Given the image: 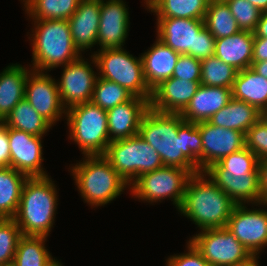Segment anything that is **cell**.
<instances>
[{
    "mask_svg": "<svg viewBox=\"0 0 267 266\" xmlns=\"http://www.w3.org/2000/svg\"><path fill=\"white\" fill-rule=\"evenodd\" d=\"M103 156L129 186L142 174L164 167L157 151L139 134L111 141Z\"/></svg>",
    "mask_w": 267,
    "mask_h": 266,
    "instance_id": "ba28073f",
    "label": "cell"
},
{
    "mask_svg": "<svg viewBox=\"0 0 267 266\" xmlns=\"http://www.w3.org/2000/svg\"><path fill=\"white\" fill-rule=\"evenodd\" d=\"M250 68L257 74L267 78V61L252 62Z\"/></svg>",
    "mask_w": 267,
    "mask_h": 266,
    "instance_id": "7dc6e473",
    "label": "cell"
},
{
    "mask_svg": "<svg viewBox=\"0 0 267 266\" xmlns=\"http://www.w3.org/2000/svg\"><path fill=\"white\" fill-rule=\"evenodd\" d=\"M54 257L46 266H64L61 260H57V258Z\"/></svg>",
    "mask_w": 267,
    "mask_h": 266,
    "instance_id": "f907efd6",
    "label": "cell"
},
{
    "mask_svg": "<svg viewBox=\"0 0 267 266\" xmlns=\"http://www.w3.org/2000/svg\"><path fill=\"white\" fill-rule=\"evenodd\" d=\"M231 98L230 88L200 85L180 115L186 122L208 121L226 106Z\"/></svg>",
    "mask_w": 267,
    "mask_h": 266,
    "instance_id": "7402d4cb",
    "label": "cell"
},
{
    "mask_svg": "<svg viewBox=\"0 0 267 266\" xmlns=\"http://www.w3.org/2000/svg\"><path fill=\"white\" fill-rule=\"evenodd\" d=\"M25 99L52 126L66 117L56 79L47 71L31 69L26 79Z\"/></svg>",
    "mask_w": 267,
    "mask_h": 266,
    "instance_id": "4fadbf2b",
    "label": "cell"
},
{
    "mask_svg": "<svg viewBox=\"0 0 267 266\" xmlns=\"http://www.w3.org/2000/svg\"><path fill=\"white\" fill-rule=\"evenodd\" d=\"M263 115L256 107L232 97L226 106L208 119V122L246 134Z\"/></svg>",
    "mask_w": 267,
    "mask_h": 266,
    "instance_id": "484cf974",
    "label": "cell"
},
{
    "mask_svg": "<svg viewBox=\"0 0 267 266\" xmlns=\"http://www.w3.org/2000/svg\"><path fill=\"white\" fill-rule=\"evenodd\" d=\"M172 77L189 81H201V60L191 55L180 54Z\"/></svg>",
    "mask_w": 267,
    "mask_h": 266,
    "instance_id": "ab89813d",
    "label": "cell"
},
{
    "mask_svg": "<svg viewBox=\"0 0 267 266\" xmlns=\"http://www.w3.org/2000/svg\"><path fill=\"white\" fill-rule=\"evenodd\" d=\"M186 241V251L168 256L165 266H211L197 249L188 240Z\"/></svg>",
    "mask_w": 267,
    "mask_h": 266,
    "instance_id": "60d3db41",
    "label": "cell"
},
{
    "mask_svg": "<svg viewBox=\"0 0 267 266\" xmlns=\"http://www.w3.org/2000/svg\"><path fill=\"white\" fill-rule=\"evenodd\" d=\"M246 147L259 160L267 158V116L263 115L245 134Z\"/></svg>",
    "mask_w": 267,
    "mask_h": 266,
    "instance_id": "f35d334b",
    "label": "cell"
},
{
    "mask_svg": "<svg viewBox=\"0 0 267 266\" xmlns=\"http://www.w3.org/2000/svg\"><path fill=\"white\" fill-rule=\"evenodd\" d=\"M139 135L160 155L164 166L191 174L202 172V141L198 123L186 122L180 114L149 108L140 122Z\"/></svg>",
    "mask_w": 267,
    "mask_h": 266,
    "instance_id": "6da1fadb",
    "label": "cell"
},
{
    "mask_svg": "<svg viewBox=\"0 0 267 266\" xmlns=\"http://www.w3.org/2000/svg\"><path fill=\"white\" fill-rule=\"evenodd\" d=\"M28 66L12 63L0 72V122L25 98L26 79L32 69Z\"/></svg>",
    "mask_w": 267,
    "mask_h": 266,
    "instance_id": "cb8c5ba5",
    "label": "cell"
},
{
    "mask_svg": "<svg viewBox=\"0 0 267 266\" xmlns=\"http://www.w3.org/2000/svg\"><path fill=\"white\" fill-rule=\"evenodd\" d=\"M204 172L237 205L261 203L259 172H228L219 163Z\"/></svg>",
    "mask_w": 267,
    "mask_h": 266,
    "instance_id": "2e32d148",
    "label": "cell"
},
{
    "mask_svg": "<svg viewBox=\"0 0 267 266\" xmlns=\"http://www.w3.org/2000/svg\"><path fill=\"white\" fill-rule=\"evenodd\" d=\"M237 204L205 172L192 174L177 210L200 231L224 228Z\"/></svg>",
    "mask_w": 267,
    "mask_h": 266,
    "instance_id": "7a4b0ae2",
    "label": "cell"
},
{
    "mask_svg": "<svg viewBox=\"0 0 267 266\" xmlns=\"http://www.w3.org/2000/svg\"><path fill=\"white\" fill-rule=\"evenodd\" d=\"M89 57L90 59H87L82 55L77 60L60 66L63 71L56 83L61 102L66 109L91 101L98 78V68L94 56L90 55Z\"/></svg>",
    "mask_w": 267,
    "mask_h": 266,
    "instance_id": "8fae6325",
    "label": "cell"
},
{
    "mask_svg": "<svg viewBox=\"0 0 267 266\" xmlns=\"http://www.w3.org/2000/svg\"><path fill=\"white\" fill-rule=\"evenodd\" d=\"M100 8L101 0H81L68 19L73 42L82 55L97 45Z\"/></svg>",
    "mask_w": 267,
    "mask_h": 266,
    "instance_id": "ffe728a7",
    "label": "cell"
},
{
    "mask_svg": "<svg viewBox=\"0 0 267 266\" xmlns=\"http://www.w3.org/2000/svg\"><path fill=\"white\" fill-rule=\"evenodd\" d=\"M198 232L188 241L211 266H236L253 258L246 247L225 227Z\"/></svg>",
    "mask_w": 267,
    "mask_h": 266,
    "instance_id": "30bf717a",
    "label": "cell"
},
{
    "mask_svg": "<svg viewBox=\"0 0 267 266\" xmlns=\"http://www.w3.org/2000/svg\"><path fill=\"white\" fill-rule=\"evenodd\" d=\"M240 30L254 32L262 12L247 0H226Z\"/></svg>",
    "mask_w": 267,
    "mask_h": 266,
    "instance_id": "8d00e7d4",
    "label": "cell"
},
{
    "mask_svg": "<svg viewBox=\"0 0 267 266\" xmlns=\"http://www.w3.org/2000/svg\"><path fill=\"white\" fill-rule=\"evenodd\" d=\"M147 11L156 18L204 20L210 0H143Z\"/></svg>",
    "mask_w": 267,
    "mask_h": 266,
    "instance_id": "83f0119b",
    "label": "cell"
},
{
    "mask_svg": "<svg viewBox=\"0 0 267 266\" xmlns=\"http://www.w3.org/2000/svg\"><path fill=\"white\" fill-rule=\"evenodd\" d=\"M2 123L7 128L18 129L40 137L46 136L53 127L25 98L12 109Z\"/></svg>",
    "mask_w": 267,
    "mask_h": 266,
    "instance_id": "f546056e",
    "label": "cell"
},
{
    "mask_svg": "<svg viewBox=\"0 0 267 266\" xmlns=\"http://www.w3.org/2000/svg\"><path fill=\"white\" fill-rule=\"evenodd\" d=\"M21 236V230L13 218L0 219V266L13 263Z\"/></svg>",
    "mask_w": 267,
    "mask_h": 266,
    "instance_id": "d590c367",
    "label": "cell"
},
{
    "mask_svg": "<svg viewBox=\"0 0 267 266\" xmlns=\"http://www.w3.org/2000/svg\"><path fill=\"white\" fill-rule=\"evenodd\" d=\"M238 70L215 55L201 60L200 85L232 89Z\"/></svg>",
    "mask_w": 267,
    "mask_h": 266,
    "instance_id": "836d02e7",
    "label": "cell"
},
{
    "mask_svg": "<svg viewBox=\"0 0 267 266\" xmlns=\"http://www.w3.org/2000/svg\"><path fill=\"white\" fill-rule=\"evenodd\" d=\"M90 53L97 62L98 77L115 82L133 96L150 102L152 90L145 81L140 55L135 57L124 47Z\"/></svg>",
    "mask_w": 267,
    "mask_h": 266,
    "instance_id": "52a82bcc",
    "label": "cell"
},
{
    "mask_svg": "<svg viewBox=\"0 0 267 266\" xmlns=\"http://www.w3.org/2000/svg\"><path fill=\"white\" fill-rule=\"evenodd\" d=\"M218 163L228 172H259V158L247 147L227 155Z\"/></svg>",
    "mask_w": 267,
    "mask_h": 266,
    "instance_id": "74e56055",
    "label": "cell"
},
{
    "mask_svg": "<svg viewBox=\"0 0 267 266\" xmlns=\"http://www.w3.org/2000/svg\"><path fill=\"white\" fill-rule=\"evenodd\" d=\"M202 141V172L224 157L246 147L245 134L234 129L198 122Z\"/></svg>",
    "mask_w": 267,
    "mask_h": 266,
    "instance_id": "9a60e30c",
    "label": "cell"
},
{
    "mask_svg": "<svg viewBox=\"0 0 267 266\" xmlns=\"http://www.w3.org/2000/svg\"><path fill=\"white\" fill-rule=\"evenodd\" d=\"M149 108L147 99L133 96L129 101L107 110L110 141L139 134L141 119Z\"/></svg>",
    "mask_w": 267,
    "mask_h": 266,
    "instance_id": "44dd1931",
    "label": "cell"
},
{
    "mask_svg": "<svg viewBox=\"0 0 267 266\" xmlns=\"http://www.w3.org/2000/svg\"><path fill=\"white\" fill-rule=\"evenodd\" d=\"M261 12H267V0H247Z\"/></svg>",
    "mask_w": 267,
    "mask_h": 266,
    "instance_id": "c3c4849f",
    "label": "cell"
},
{
    "mask_svg": "<svg viewBox=\"0 0 267 266\" xmlns=\"http://www.w3.org/2000/svg\"><path fill=\"white\" fill-rule=\"evenodd\" d=\"M248 206L247 204L236 205L225 228L246 247L253 257H259L267 246V204H253L251 205L253 209L250 206L247 208Z\"/></svg>",
    "mask_w": 267,
    "mask_h": 266,
    "instance_id": "7c38bea8",
    "label": "cell"
},
{
    "mask_svg": "<svg viewBox=\"0 0 267 266\" xmlns=\"http://www.w3.org/2000/svg\"><path fill=\"white\" fill-rule=\"evenodd\" d=\"M215 38L204 27L196 36L195 42V58L203 60L209 58L215 53Z\"/></svg>",
    "mask_w": 267,
    "mask_h": 266,
    "instance_id": "b9f144b4",
    "label": "cell"
},
{
    "mask_svg": "<svg viewBox=\"0 0 267 266\" xmlns=\"http://www.w3.org/2000/svg\"><path fill=\"white\" fill-rule=\"evenodd\" d=\"M28 176L12 167L0 168V219L14 218Z\"/></svg>",
    "mask_w": 267,
    "mask_h": 266,
    "instance_id": "f1b7e54d",
    "label": "cell"
},
{
    "mask_svg": "<svg viewBox=\"0 0 267 266\" xmlns=\"http://www.w3.org/2000/svg\"><path fill=\"white\" fill-rule=\"evenodd\" d=\"M253 33L254 37L267 38V12H262L260 20L257 23L256 29Z\"/></svg>",
    "mask_w": 267,
    "mask_h": 266,
    "instance_id": "bcb514c9",
    "label": "cell"
},
{
    "mask_svg": "<svg viewBox=\"0 0 267 266\" xmlns=\"http://www.w3.org/2000/svg\"><path fill=\"white\" fill-rule=\"evenodd\" d=\"M47 236L22 235L15 251L14 266H46L54 257L46 248Z\"/></svg>",
    "mask_w": 267,
    "mask_h": 266,
    "instance_id": "1f68e13d",
    "label": "cell"
},
{
    "mask_svg": "<svg viewBox=\"0 0 267 266\" xmlns=\"http://www.w3.org/2000/svg\"><path fill=\"white\" fill-rule=\"evenodd\" d=\"M204 23L215 39L229 37L241 31L225 1H209Z\"/></svg>",
    "mask_w": 267,
    "mask_h": 266,
    "instance_id": "d6a6232c",
    "label": "cell"
},
{
    "mask_svg": "<svg viewBox=\"0 0 267 266\" xmlns=\"http://www.w3.org/2000/svg\"><path fill=\"white\" fill-rule=\"evenodd\" d=\"M258 171L261 203L267 204V158L259 160Z\"/></svg>",
    "mask_w": 267,
    "mask_h": 266,
    "instance_id": "f6af8a7d",
    "label": "cell"
},
{
    "mask_svg": "<svg viewBox=\"0 0 267 266\" xmlns=\"http://www.w3.org/2000/svg\"><path fill=\"white\" fill-rule=\"evenodd\" d=\"M192 174L182 168L164 166L142 174L131 185L132 198L154 205L165 199L171 200L178 210L184 198L187 181Z\"/></svg>",
    "mask_w": 267,
    "mask_h": 266,
    "instance_id": "9c48e42d",
    "label": "cell"
},
{
    "mask_svg": "<svg viewBox=\"0 0 267 266\" xmlns=\"http://www.w3.org/2000/svg\"><path fill=\"white\" fill-rule=\"evenodd\" d=\"M68 139L78 145L82 156L104 155L110 144L107 112L85 102L66 110Z\"/></svg>",
    "mask_w": 267,
    "mask_h": 266,
    "instance_id": "8992f818",
    "label": "cell"
},
{
    "mask_svg": "<svg viewBox=\"0 0 267 266\" xmlns=\"http://www.w3.org/2000/svg\"><path fill=\"white\" fill-rule=\"evenodd\" d=\"M132 97L133 95L119 84L98 77L91 102L107 111L116 105L129 101Z\"/></svg>",
    "mask_w": 267,
    "mask_h": 266,
    "instance_id": "e575fe53",
    "label": "cell"
},
{
    "mask_svg": "<svg viewBox=\"0 0 267 266\" xmlns=\"http://www.w3.org/2000/svg\"><path fill=\"white\" fill-rule=\"evenodd\" d=\"M200 81L171 77L152 90L150 108L161 113L180 114L196 93Z\"/></svg>",
    "mask_w": 267,
    "mask_h": 266,
    "instance_id": "d6986e66",
    "label": "cell"
},
{
    "mask_svg": "<svg viewBox=\"0 0 267 266\" xmlns=\"http://www.w3.org/2000/svg\"><path fill=\"white\" fill-rule=\"evenodd\" d=\"M156 41L141 53L144 78L148 87L153 90L162 81L172 77L179 53L173 51L156 37Z\"/></svg>",
    "mask_w": 267,
    "mask_h": 266,
    "instance_id": "603a6c76",
    "label": "cell"
},
{
    "mask_svg": "<svg viewBox=\"0 0 267 266\" xmlns=\"http://www.w3.org/2000/svg\"><path fill=\"white\" fill-rule=\"evenodd\" d=\"M10 167V148L7 127L0 122V168Z\"/></svg>",
    "mask_w": 267,
    "mask_h": 266,
    "instance_id": "7bdbcfd3",
    "label": "cell"
},
{
    "mask_svg": "<svg viewBox=\"0 0 267 266\" xmlns=\"http://www.w3.org/2000/svg\"><path fill=\"white\" fill-rule=\"evenodd\" d=\"M254 33L240 31L237 34L215 40L214 55L238 71L252 65Z\"/></svg>",
    "mask_w": 267,
    "mask_h": 266,
    "instance_id": "d4e9b609",
    "label": "cell"
},
{
    "mask_svg": "<svg viewBox=\"0 0 267 266\" xmlns=\"http://www.w3.org/2000/svg\"><path fill=\"white\" fill-rule=\"evenodd\" d=\"M267 61V38L255 37L253 42L252 62Z\"/></svg>",
    "mask_w": 267,
    "mask_h": 266,
    "instance_id": "ee69618b",
    "label": "cell"
},
{
    "mask_svg": "<svg viewBox=\"0 0 267 266\" xmlns=\"http://www.w3.org/2000/svg\"><path fill=\"white\" fill-rule=\"evenodd\" d=\"M156 37L173 51L195 58L197 34L205 27L204 20L190 18H156Z\"/></svg>",
    "mask_w": 267,
    "mask_h": 266,
    "instance_id": "ac0fdd59",
    "label": "cell"
},
{
    "mask_svg": "<svg viewBox=\"0 0 267 266\" xmlns=\"http://www.w3.org/2000/svg\"><path fill=\"white\" fill-rule=\"evenodd\" d=\"M51 176L28 177L13 218L22 235L50 236L58 207V191Z\"/></svg>",
    "mask_w": 267,
    "mask_h": 266,
    "instance_id": "3957f363",
    "label": "cell"
},
{
    "mask_svg": "<svg viewBox=\"0 0 267 266\" xmlns=\"http://www.w3.org/2000/svg\"><path fill=\"white\" fill-rule=\"evenodd\" d=\"M231 92L234 99L244 101L264 115L267 114V78L251 68L238 71Z\"/></svg>",
    "mask_w": 267,
    "mask_h": 266,
    "instance_id": "4316f807",
    "label": "cell"
},
{
    "mask_svg": "<svg viewBox=\"0 0 267 266\" xmlns=\"http://www.w3.org/2000/svg\"><path fill=\"white\" fill-rule=\"evenodd\" d=\"M129 16L125 0H101L97 51L124 47L130 31Z\"/></svg>",
    "mask_w": 267,
    "mask_h": 266,
    "instance_id": "e0dca14e",
    "label": "cell"
},
{
    "mask_svg": "<svg viewBox=\"0 0 267 266\" xmlns=\"http://www.w3.org/2000/svg\"><path fill=\"white\" fill-rule=\"evenodd\" d=\"M7 136L10 148V167L28 177L49 176L42 164L44 161L43 137L13 128H7Z\"/></svg>",
    "mask_w": 267,
    "mask_h": 266,
    "instance_id": "5bb4252c",
    "label": "cell"
},
{
    "mask_svg": "<svg viewBox=\"0 0 267 266\" xmlns=\"http://www.w3.org/2000/svg\"><path fill=\"white\" fill-rule=\"evenodd\" d=\"M33 70L50 72L77 60L82 54L73 42L68 20H30Z\"/></svg>",
    "mask_w": 267,
    "mask_h": 266,
    "instance_id": "277c9868",
    "label": "cell"
},
{
    "mask_svg": "<svg viewBox=\"0 0 267 266\" xmlns=\"http://www.w3.org/2000/svg\"><path fill=\"white\" fill-rule=\"evenodd\" d=\"M70 165L68 171L71 172L74 185L77 186L83 202L92 209L105 207L130 189L128 183L103 155L83 156L82 160Z\"/></svg>",
    "mask_w": 267,
    "mask_h": 266,
    "instance_id": "5b68a950",
    "label": "cell"
},
{
    "mask_svg": "<svg viewBox=\"0 0 267 266\" xmlns=\"http://www.w3.org/2000/svg\"><path fill=\"white\" fill-rule=\"evenodd\" d=\"M258 259H259V257H253L248 262L241 264V265H236V266H260L259 265L260 260H258Z\"/></svg>",
    "mask_w": 267,
    "mask_h": 266,
    "instance_id": "681fc988",
    "label": "cell"
},
{
    "mask_svg": "<svg viewBox=\"0 0 267 266\" xmlns=\"http://www.w3.org/2000/svg\"><path fill=\"white\" fill-rule=\"evenodd\" d=\"M28 20H68L81 0H20Z\"/></svg>",
    "mask_w": 267,
    "mask_h": 266,
    "instance_id": "4dcf8cb0",
    "label": "cell"
}]
</instances>
